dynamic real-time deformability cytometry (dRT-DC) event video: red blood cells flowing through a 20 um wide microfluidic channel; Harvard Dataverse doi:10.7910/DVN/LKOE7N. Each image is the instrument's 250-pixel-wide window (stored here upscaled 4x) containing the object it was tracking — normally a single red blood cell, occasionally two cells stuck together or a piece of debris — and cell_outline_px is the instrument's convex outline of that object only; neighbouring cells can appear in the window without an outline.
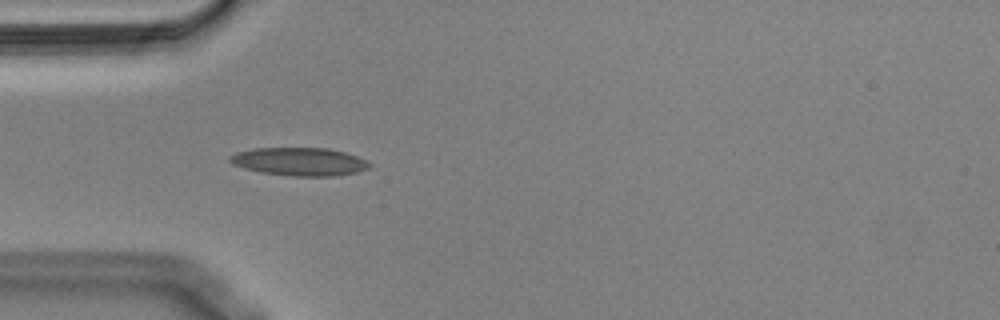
{"species": "Egyptian fruit bat (a non-hibernating species)", "species_latin": "Rousettus aegyptiacus", "temperature_condition": "cold", "stored_images_in_passage": 11, "camera_frame_rate_fps": 3000, "um_per_image_px": 0.085, "animal": {"sex": "male"}, "frame": {"image": 1, "passage_image": 4, "time_ms": 1.0, "image_size_px": [1000, 320], "cell_outline_px": [[372, 164], [368, 168], [356, 172], [336, 176], [292, 176], [260, 172], [244, 168], [232, 164], [228, 160], [228, 156], [236, 152], [256, 148], [328, 148], [344, 152], [368, 160]], "centroid_in_image_um": [25.45, 13.74], "position_along_channel_um": 59.6, "area_um2": 22.95}}
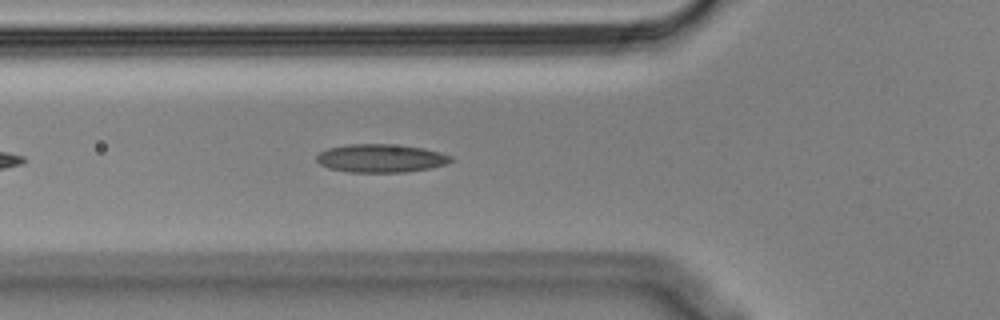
{"frame": {"image": 2, "passage_image": 7, "time_ms": 2.0, "image_size_px": [1000, 320], "cell_outline_px": [[452, 160], [448, 164], [428, 168], [404, 172], [348, 172], [328, 168], [320, 164], [316, 160], [316, 156], [320, 152], [328, 148], [348, 144], [388, 144], [424, 148], [440, 152], [452, 156]], "centroid_in_image_um": [32.36, 13.45], "position_along_channel_um": 93.4, "area_um2": 22.08}}